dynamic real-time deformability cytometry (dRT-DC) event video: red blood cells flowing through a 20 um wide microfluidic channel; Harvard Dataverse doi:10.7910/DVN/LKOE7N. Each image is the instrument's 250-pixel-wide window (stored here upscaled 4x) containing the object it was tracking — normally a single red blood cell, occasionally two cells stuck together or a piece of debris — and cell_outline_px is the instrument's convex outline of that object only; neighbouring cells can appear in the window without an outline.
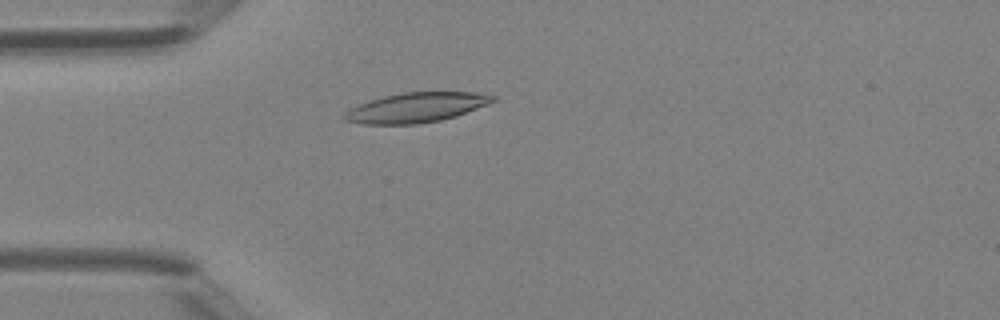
{"species": "Egyptian fruit bat (a non-hibernating species)", "species_latin": "Rousettus aegyptiacus", "temperature_condition": "room temperature", "stored_images_in_passage": 39, "camera_frame_rate_fps": 3000, "um_per_image_px": 0.085, "animal": {"sex": "female"}, "frame": {"image": 1, "passage_image": 6, "time_ms": 1.667, "image_size_px": [1000, 320], "cell_outline_px": [[496, 100], [488, 104], [456, 116], [440, 120], [416, 124], [364, 124], [344, 120], [344, 116], [352, 108], [368, 100], [384, 96], [404, 92], [476, 92], [496, 96]], "centroid_in_image_um": [35.42, 9.13], "position_along_channel_um": 49.6, "area_um2": 25.49}}
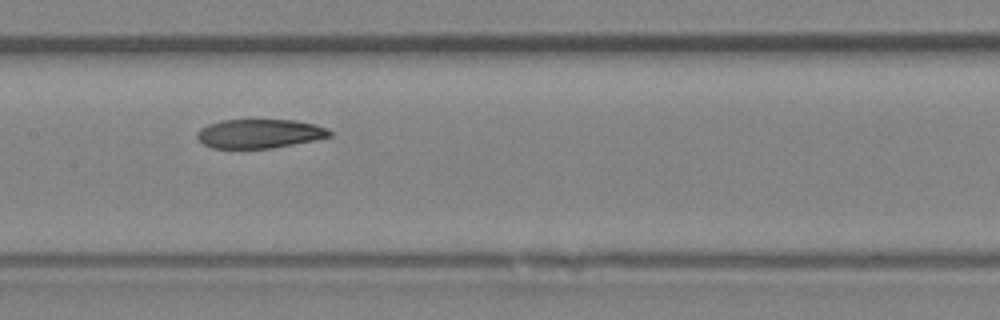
{"frame": {"image": 2, "passage_image": 16, "time_ms": 5.0, "image_size_px": [1000, 320], "cell_outline_px": [[332, 136], [272, 148], [212, 148], [204, 144], [196, 136], [196, 132], [200, 128], [208, 124], [220, 120], [296, 120], [316, 124], [328, 128], [332, 132]], "centroid_in_image_um": [22.05, 11.35], "position_along_channel_um": 185.3, "area_um2": 22.43}}
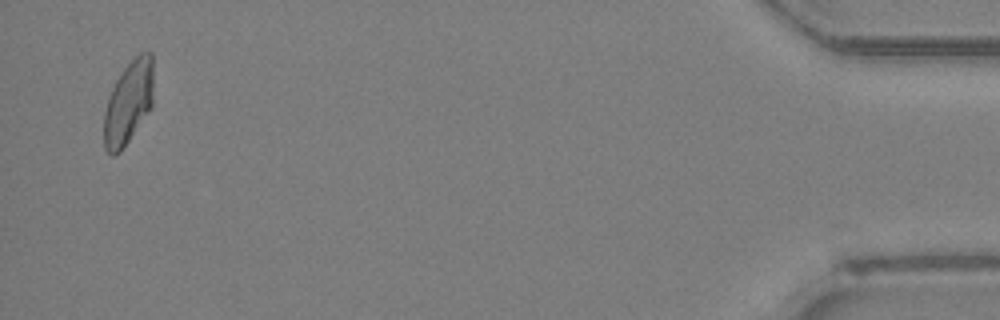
{"frame": {"image": 3, "passage_image": 38, "time_ms": 12.333, "image_size_px": [1000, 320], "cell_outline_px": [[152, 108], [120, 152], [112, 156], [104, 148], [104, 112], [108, 96], [116, 80], [124, 68], [140, 52], [152, 52]], "centroid_in_image_um": [10.91, 8.74], "position_along_channel_um": 424.3, "area_um2": 23.93}, "authors_computed_cell_mechanics": {"area_um2": 23.8714, "velocity_mm_per_s": 4.4444, "shape_relaxation_time_tau1_ms": null, "shape_relaxation_time_tau2_ms": 2.0808, "deformation_change_tau1": null, "deformation_change_tau2": 0.0628}}